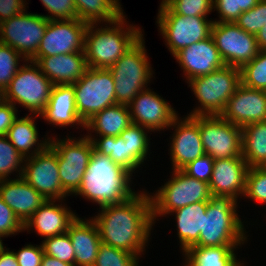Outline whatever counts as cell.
Listing matches in <instances>:
<instances>
[{
    "instance_id": "cell-28",
    "label": "cell",
    "mask_w": 266,
    "mask_h": 266,
    "mask_svg": "<svg viewBox=\"0 0 266 266\" xmlns=\"http://www.w3.org/2000/svg\"><path fill=\"white\" fill-rule=\"evenodd\" d=\"M206 209L207 202H196L167 214L175 215L177 237L182 253L199 241L200 232L203 231Z\"/></svg>"
},
{
    "instance_id": "cell-27",
    "label": "cell",
    "mask_w": 266,
    "mask_h": 266,
    "mask_svg": "<svg viewBox=\"0 0 266 266\" xmlns=\"http://www.w3.org/2000/svg\"><path fill=\"white\" fill-rule=\"evenodd\" d=\"M38 116L40 115L26 114L24 117H19L8 129L6 137L24 158L34 156L49 145L51 136L39 140L40 133L35 123Z\"/></svg>"
},
{
    "instance_id": "cell-46",
    "label": "cell",
    "mask_w": 266,
    "mask_h": 266,
    "mask_svg": "<svg viewBox=\"0 0 266 266\" xmlns=\"http://www.w3.org/2000/svg\"><path fill=\"white\" fill-rule=\"evenodd\" d=\"M23 232V224L0 195V234L5 238Z\"/></svg>"
},
{
    "instance_id": "cell-1",
    "label": "cell",
    "mask_w": 266,
    "mask_h": 266,
    "mask_svg": "<svg viewBox=\"0 0 266 266\" xmlns=\"http://www.w3.org/2000/svg\"><path fill=\"white\" fill-rule=\"evenodd\" d=\"M93 217L101 242L139 258L148 247L153 230L151 199L147 189L121 203L99 208Z\"/></svg>"
},
{
    "instance_id": "cell-33",
    "label": "cell",
    "mask_w": 266,
    "mask_h": 266,
    "mask_svg": "<svg viewBox=\"0 0 266 266\" xmlns=\"http://www.w3.org/2000/svg\"><path fill=\"white\" fill-rule=\"evenodd\" d=\"M93 143L94 149L101 154L107 155L113 162L122 166L130 173L141 167L131 156L129 146L120 136H99L92 133L86 135Z\"/></svg>"
},
{
    "instance_id": "cell-19",
    "label": "cell",
    "mask_w": 266,
    "mask_h": 266,
    "mask_svg": "<svg viewBox=\"0 0 266 266\" xmlns=\"http://www.w3.org/2000/svg\"><path fill=\"white\" fill-rule=\"evenodd\" d=\"M226 121L244 127L266 120V91L240 84L220 114Z\"/></svg>"
},
{
    "instance_id": "cell-5",
    "label": "cell",
    "mask_w": 266,
    "mask_h": 266,
    "mask_svg": "<svg viewBox=\"0 0 266 266\" xmlns=\"http://www.w3.org/2000/svg\"><path fill=\"white\" fill-rule=\"evenodd\" d=\"M187 83L200 103L187 116L220 115L241 84V72L238 67L224 65Z\"/></svg>"
},
{
    "instance_id": "cell-9",
    "label": "cell",
    "mask_w": 266,
    "mask_h": 266,
    "mask_svg": "<svg viewBox=\"0 0 266 266\" xmlns=\"http://www.w3.org/2000/svg\"><path fill=\"white\" fill-rule=\"evenodd\" d=\"M55 137L57 135L50 137L49 145L57 153L62 188L68 196H71L81 185L94 146L86 134L77 138L69 135L64 139Z\"/></svg>"
},
{
    "instance_id": "cell-2",
    "label": "cell",
    "mask_w": 266,
    "mask_h": 266,
    "mask_svg": "<svg viewBox=\"0 0 266 266\" xmlns=\"http://www.w3.org/2000/svg\"><path fill=\"white\" fill-rule=\"evenodd\" d=\"M132 173L113 162L107 155L95 149L82 178L78 191L74 194L100 207L121 203L134 196ZM131 184V185H130Z\"/></svg>"
},
{
    "instance_id": "cell-41",
    "label": "cell",
    "mask_w": 266,
    "mask_h": 266,
    "mask_svg": "<svg viewBox=\"0 0 266 266\" xmlns=\"http://www.w3.org/2000/svg\"><path fill=\"white\" fill-rule=\"evenodd\" d=\"M213 11H217L218 20L214 22H235L238 17L251 8L260 0H213Z\"/></svg>"
},
{
    "instance_id": "cell-29",
    "label": "cell",
    "mask_w": 266,
    "mask_h": 266,
    "mask_svg": "<svg viewBox=\"0 0 266 266\" xmlns=\"http://www.w3.org/2000/svg\"><path fill=\"white\" fill-rule=\"evenodd\" d=\"M132 123L128 105L116 104L95 113L85 122L86 131L98 136H120ZM95 131V132H94Z\"/></svg>"
},
{
    "instance_id": "cell-13",
    "label": "cell",
    "mask_w": 266,
    "mask_h": 266,
    "mask_svg": "<svg viewBox=\"0 0 266 266\" xmlns=\"http://www.w3.org/2000/svg\"><path fill=\"white\" fill-rule=\"evenodd\" d=\"M199 131L205 154L214 160L242 156V128L221 115H199Z\"/></svg>"
},
{
    "instance_id": "cell-51",
    "label": "cell",
    "mask_w": 266,
    "mask_h": 266,
    "mask_svg": "<svg viewBox=\"0 0 266 266\" xmlns=\"http://www.w3.org/2000/svg\"><path fill=\"white\" fill-rule=\"evenodd\" d=\"M40 266H74V265L62 262L55 257H51L49 255L44 254L42 263Z\"/></svg>"
},
{
    "instance_id": "cell-24",
    "label": "cell",
    "mask_w": 266,
    "mask_h": 266,
    "mask_svg": "<svg viewBox=\"0 0 266 266\" xmlns=\"http://www.w3.org/2000/svg\"><path fill=\"white\" fill-rule=\"evenodd\" d=\"M0 195L23 225L47 200L22 177L0 180Z\"/></svg>"
},
{
    "instance_id": "cell-52",
    "label": "cell",
    "mask_w": 266,
    "mask_h": 266,
    "mask_svg": "<svg viewBox=\"0 0 266 266\" xmlns=\"http://www.w3.org/2000/svg\"><path fill=\"white\" fill-rule=\"evenodd\" d=\"M259 50H266V25L256 34Z\"/></svg>"
},
{
    "instance_id": "cell-36",
    "label": "cell",
    "mask_w": 266,
    "mask_h": 266,
    "mask_svg": "<svg viewBox=\"0 0 266 266\" xmlns=\"http://www.w3.org/2000/svg\"><path fill=\"white\" fill-rule=\"evenodd\" d=\"M24 161L25 158L15 149L8 138L0 136V180L10 179L12 173L13 175L17 174L16 178L21 177Z\"/></svg>"
},
{
    "instance_id": "cell-16",
    "label": "cell",
    "mask_w": 266,
    "mask_h": 266,
    "mask_svg": "<svg viewBox=\"0 0 266 266\" xmlns=\"http://www.w3.org/2000/svg\"><path fill=\"white\" fill-rule=\"evenodd\" d=\"M87 26L88 23L80 19L49 20L34 57L84 52Z\"/></svg>"
},
{
    "instance_id": "cell-50",
    "label": "cell",
    "mask_w": 266,
    "mask_h": 266,
    "mask_svg": "<svg viewBox=\"0 0 266 266\" xmlns=\"http://www.w3.org/2000/svg\"><path fill=\"white\" fill-rule=\"evenodd\" d=\"M4 248L0 252V266H19L14 250Z\"/></svg>"
},
{
    "instance_id": "cell-38",
    "label": "cell",
    "mask_w": 266,
    "mask_h": 266,
    "mask_svg": "<svg viewBox=\"0 0 266 266\" xmlns=\"http://www.w3.org/2000/svg\"><path fill=\"white\" fill-rule=\"evenodd\" d=\"M23 60L25 58L19 52L0 42V90L5 91Z\"/></svg>"
},
{
    "instance_id": "cell-3",
    "label": "cell",
    "mask_w": 266,
    "mask_h": 266,
    "mask_svg": "<svg viewBox=\"0 0 266 266\" xmlns=\"http://www.w3.org/2000/svg\"><path fill=\"white\" fill-rule=\"evenodd\" d=\"M125 17L126 15H122L116 21L101 23L102 25L100 23L88 24L84 43L88 68H111L144 36L142 29L139 26L136 27L135 24H129Z\"/></svg>"
},
{
    "instance_id": "cell-55",
    "label": "cell",
    "mask_w": 266,
    "mask_h": 266,
    "mask_svg": "<svg viewBox=\"0 0 266 266\" xmlns=\"http://www.w3.org/2000/svg\"><path fill=\"white\" fill-rule=\"evenodd\" d=\"M2 100H4V98H3V91L0 90V102H1Z\"/></svg>"
},
{
    "instance_id": "cell-21",
    "label": "cell",
    "mask_w": 266,
    "mask_h": 266,
    "mask_svg": "<svg viewBox=\"0 0 266 266\" xmlns=\"http://www.w3.org/2000/svg\"><path fill=\"white\" fill-rule=\"evenodd\" d=\"M248 168L242 156L214 160L212 176L208 183L211 195L231 196L238 201L245 192Z\"/></svg>"
},
{
    "instance_id": "cell-23",
    "label": "cell",
    "mask_w": 266,
    "mask_h": 266,
    "mask_svg": "<svg viewBox=\"0 0 266 266\" xmlns=\"http://www.w3.org/2000/svg\"><path fill=\"white\" fill-rule=\"evenodd\" d=\"M31 61L38 64L41 72L53 85H72L81 79L88 69L85 52L33 57Z\"/></svg>"
},
{
    "instance_id": "cell-6",
    "label": "cell",
    "mask_w": 266,
    "mask_h": 266,
    "mask_svg": "<svg viewBox=\"0 0 266 266\" xmlns=\"http://www.w3.org/2000/svg\"><path fill=\"white\" fill-rule=\"evenodd\" d=\"M144 39L142 36L109 68L115 83L116 104L129 105L154 77Z\"/></svg>"
},
{
    "instance_id": "cell-18",
    "label": "cell",
    "mask_w": 266,
    "mask_h": 266,
    "mask_svg": "<svg viewBox=\"0 0 266 266\" xmlns=\"http://www.w3.org/2000/svg\"><path fill=\"white\" fill-rule=\"evenodd\" d=\"M149 87L142 90L128 105L133 124L143 126L155 133L169 129L179 115L172 105Z\"/></svg>"
},
{
    "instance_id": "cell-39",
    "label": "cell",
    "mask_w": 266,
    "mask_h": 266,
    "mask_svg": "<svg viewBox=\"0 0 266 266\" xmlns=\"http://www.w3.org/2000/svg\"><path fill=\"white\" fill-rule=\"evenodd\" d=\"M44 254L74 265V249L67 232L41 241Z\"/></svg>"
},
{
    "instance_id": "cell-11",
    "label": "cell",
    "mask_w": 266,
    "mask_h": 266,
    "mask_svg": "<svg viewBox=\"0 0 266 266\" xmlns=\"http://www.w3.org/2000/svg\"><path fill=\"white\" fill-rule=\"evenodd\" d=\"M79 117L88 121L95 113L116 105L115 83L109 69L88 68L73 84Z\"/></svg>"
},
{
    "instance_id": "cell-10",
    "label": "cell",
    "mask_w": 266,
    "mask_h": 266,
    "mask_svg": "<svg viewBox=\"0 0 266 266\" xmlns=\"http://www.w3.org/2000/svg\"><path fill=\"white\" fill-rule=\"evenodd\" d=\"M203 16H184L173 13L166 5L158 9V31L172 56L191 44L211 36L213 19Z\"/></svg>"
},
{
    "instance_id": "cell-22",
    "label": "cell",
    "mask_w": 266,
    "mask_h": 266,
    "mask_svg": "<svg viewBox=\"0 0 266 266\" xmlns=\"http://www.w3.org/2000/svg\"><path fill=\"white\" fill-rule=\"evenodd\" d=\"M63 201L65 200H46L25 222L23 231L30 233L33 229L44 239L67 232L77 214Z\"/></svg>"
},
{
    "instance_id": "cell-34",
    "label": "cell",
    "mask_w": 266,
    "mask_h": 266,
    "mask_svg": "<svg viewBox=\"0 0 266 266\" xmlns=\"http://www.w3.org/2000/svg\"><path fill=\"white\" fill-rule=\"evenodd\" d=\"M151 132L147 128L131 123L121 134L120 137L129 146V156H131L140 166L144 165L150 151L149 143L151 138L148 134ZM150 138V139H149Z\"/></svg>"
},
{
    "instance_id": "cell-14",
    "label": "cell",
    "mask_w": 266,
    "mask_h": 266,
    "mask_svg": "<svg viewBox=\"0 0 266 266\" xmlns=\"http://www.w3.org/2000/svg\"><path fill=\"white\" fill-rule=\"evenodd\" d=\"M211 36L225 65L241 68L259 53L256 35L235 22H214Z\"/></svg>"
},
{
    "instance_id": "cell-54",
    "label": "cell",
    "mask_w": 266,
    "mask_h": 266,
    "mask_svg": "<svg viewBox=\"0 0 266 266\" xmlns=\"http://www.w3.org/2000/svg\"><path fill=\"white\" fill-rule=\"evenodd\" d=\"M170 0H162L159 6L166 5Z\"/></svg>"
},
{
    "instance_id": "cell-44",
    "label": "cell",
    "mask_w": 266,
    "mask_h": 266,
    "mask_svg": "<svg viewBox=\"0 0 266 266\" xmlns=\"http://www.w3.org/2000/svg\"><path fill=\"white\" fill-rule=\"evenodd\" d=\"M48 14V20L78 19L74 0H40Z\"/></svg>"
},
{
    "instance_id": "cell-47",
    "label": "cell",
    "mask_w": 266,
    "mask_h": 266,
    "mask_svg": "<svg viewBox=\"0 0 266 266\" xmlns=\"http://www.w3.org/2000/svg\"><path fill=\"white\" fill-rule=\"evenodd\" d=\"M19 266H40L44 256L43 246L26 244L17 252H14Z\"/></svg>"
},
{
    "instance_id": "cell-30",
    "label": "cell",
    "mask_w": 266,
    "mask_h": 266,
    "mask_svg": "<svg viewBox=\"0 0 266 266\" xmlns=\"http://www.w3.org/2000/svg\"><path fill=\"white\" fill-rule=\"evenodd\" d=\"M237 249L240 248L191 246L182 254L185 259L182 266H244V261L237 258Z\"/></svg>"
},
{
    "instance_id": "cell-31",
    "label": "cell",
    "mask_w": 266,
    "mask_h": 266,
    "mask_svg": "<svg viewBox=\"0 0 266 266\" xmlns=\"http://www.w3.org/2000/svg\"><path fill=\"white\" fill-rule=\"evenodd\" d=\"M242 157L248 167H266V120L242 127Z\"/></svg>"
},
{
    "instance_id": "cell-45",
    "label": "cell",
    "mask_w": 266,
    "mask_h": 266,
    "mask_svg": "<svg viewBox=\"0 0 266 266\" xmlns=\"http://www.w3.org/2000/svg\"><path fill=\"white\" fill-rule=\"evenodd\" d=\"M213 166L214 159L210 155L204 154L196 160L188 163L181 170L192 178L209 183L213 172Z\"/></svg>"
},
{
    "instance_id": "cell-49",
    "label": "cell",
    "mask_w": 266,
    "mask_h": 266,
    "mask_svg": "<svg viewBox=\"0 0 266 266\" xmlns=\"http://www.w3.org/2000/svg\"><path fill=\"white\" fill-rule=\"evenodd\" d=\"M27 4L26 0H0V23L22 13Z\"/></svg>"
},
{
    "instance_id": "cell-4",
    "label": "cell",
    "mask_w": 266,
    "mask_h": 266,
    "mask_svg": "<svg viewBox=\"0 0 266 266\" xmlns=\"http://www.w3.org/2000/svg\"><path fill=\"white\" fill-rule=\"evenodd\" d=\"M238 201L231 196L211 195L207 201L203 231L194 246H239L248 241L244 222L238 215Z\"/></svg>"
},
{
    "instance_id": "cell-26",
    "label": "cell",
    "mask_w": 266,
    "mask_h": 266,
    "mask_svg": "<svg viewBox=\"0 0 266 266\" xmlns=\"http://www.w3.org/2000/svg\"><path fill=\"white\" fill-rule=\"evenodd\" d=\"M90 219L77 217L69 224L67 233L74 249V266H94L101 244L98 228Z\"/></svg>"
},
{
    "instance_id": "cell-15",
    "label": "cell",
    "mask_w": 266,
    "mask_h": 266,
    "mask_svg": "<svg viewBox=\"0 0 266 266\" xmlns=\"http://www.w3.org/2000/svg\"><path fill=\"white\" fill-rule=\"evenodd\" d=\"M21 177L47 200H66L68 196L60 181L57 153L50 145L25 158Z\"/></svg>"
},
{
    "instance_id": "cell-48",
    "label": "cell",
    "mask_w": 266,
    "mask_h": 266,
    "mask_svg": "<svg viewBox=\"0 0 266 266\" xmlns=\"http://www.w3.org/2000/svg\"><path fill=\"white\" fill-rule=\"evenodd\" d=\"M17 109V107L8 101L2 100L0 102V136H6L8 129L18 118Z\"/></svg>"
},
{
    "instance_id": "cell-37",
    "label": "cell",
    "mask_w": 266,
    "mask_h": 266,
    "mask_svg": "<svg viewBox=\"0 0 266 266\" xmlns=\"http://www.w3.org/2000/svg\"><path fill=\"white\" fill-rule=\"evenodd\" d=\"M139 257L101 242L94 266H139Z\"/></svg>"
},
{
    "instance_id": "cell-42",
    "label": "cell",
    "mask_w": 266,
    "mask_h": 266,
    "mask_svg": "<svg viewBox=\"0 0 266 266\" xmlns=\"http://www.w3.org/2000/svg\"><path fill=\"white\" fill-rule=\"evenodd\" d=\"M213 0H170L166 6L175 14L208 17L213 12Z\"/></svg>"
},
{
    "instance_id": "cell-20",
    "label": "cell",
    "mask_w": 266,
    "mask_h": 266,
    "mask_svg": "<svg viewBox=\"0 0 266 266\" xmlns=\"http://www.w3.org/2000/svg\"><path fill=\"white\" fill-rule=\"evenodd\" d=\"M173 57L183 70L187 82L192 78L210 74L225 65L212 36L184 47Z\"/></svg>"
},
{
    "instance_id": "cell-32",
    "label": "cell",
    "mask_w": 266,
    "mask_h": 266,
    "mask_svg": "<svg viewBox=\"0 0 266 266\" xmlns=\"http://www.w3.org/2000/svg\"><path fill=\"white\" fill-rule=\"evenodd\" d=\"M120 0H74L78 19L88 24L116 21L124 10Z\"/></svg>"
},
{
    "instance_id": "cell-53",
    "label": "cell",
    "mask_w": 266,
    "mask_h": 266,
    "mask_svg": "<svg viewBox=\"0 0 266 266\" xmlns=\"http://www.w3.org/2000/svg\"><path fill=\"white\" fill-rule=\"evenodd\" d=\"M2 238H4V236H2L1 234H0V252L5 248V246H4V244H3V239Z\"/></svg>"
},
{
    "instance_id": "cell-7",
    "label": "cell",
    "mask_w": 266,
    "mask_h": 266,
    "mask_svg": "<svg viewBox=\"0 0 266 266\" xmlns=\"http://www.w3.org/2000/svg\"><path fill=\"white\" fill-rule=\"evenodd\" d=\"M171 178L154 193H149L151 199L152 222L155 226L157 217L184 206L207 202L211 196L209 184L185 174L182 170H173Z\"/></svg>"
},
{
    "instance_id": "cell-35",
    "label": "cell",
    "mask_w": 266,
    "mask_h": 266,
    "mask_svg": "<svg viewBox=\"0 0 266 266\" xmlns=\"http://www.w3.org/2000/svg\"><path fill=\"white\" fill-rule=\"evenodd\" d=\"M241 84L246 87L266 91V50H260L257 56L241 68Z\"/></svg>"
},
{
    "instance_id": "cell-25",
    "label": "cell",
    "mask_w": 266,
    "mask_h": 266,
    "mask_svg": "<svg viewBox=\"0 0 266 266\" xmlns=\"http://www.w3.org/2000/svg\"><path fill=\"white\" fill-rule=\"evenodd\" d=\"M40 117L54 127H74L84 130L85 122L79 117L72 85H54L50 98ZM56 125V126H55Z\"/></svg>"
},
{
    "instance_id": "cell-12",
    "label": "cell",
    "mask_w": 266,
    "mask_h": 266,
    "mask_svg": "<svg viewBox=\"0 0 266 266\" xmlns=\"http://www.w3.org/2000/svg\"><path fill=\"white\" fill-rule=\"evenodd\" d=\"M49 20L42 14L28 13L0 23V42L19 52L25 60H31L37 53Z\"/></svg>"
},
{
    "instance_id": "cell-40",
    "label": "cell",
    "mask_w": 266,
    "mask_h": 266,
    "mask_svg": "<svg viewBox=\"0 0 266 266\" xmlns=\"http://www.w3.org/2000/svg\"><path fill=\"white\" fill-rule=\"evenodd\" d=\"M243 198L266 205V167H250Z\"/></svg>"
},
{
    "instance_id": "cell-17",
    "label": "cell",
    "mask_w": 266,
    "mask_h": 266,
    "mask_svg": "<svg viewBox=\"0 0 266 266\" xmlns=\"http://www.w3.org/2000/svg\"><path fill=\"white\" fill-rule=\"evenodd\" d=\"M169 128L175 129L169 147L172 170H181L205 154L199 131V115H185L183 118L178 115Z\"/></svg>"
},
{
    "instance_id": "cell-8",
    "label": "cell",
    "mask_w": 266,
    "mask_h": 266,
    "mask_svg": "<svg viewBox=\"0 0 266 266\" xmlns=\"http://www.w3.org/2000/svg\"><path fill=\"white\" fill-rule=\"evenodd\" d=\"M53 86L36 62L25 60L3 92V98L15 107L19 104L31 114L40 115L48 104Z\"/></svg>"
},
{
    "instance_id": "cell-43",
    "label": "cell",
    "mask_w": 266,
    "mask_h": 266,
    "mask_svg": "<svg viewBox=\"0 0 266 266\" xmlns=\"http://www.w3.org/2000/svg\"><path fill=\"white\" fill-rule=\"evenodd\" d=\"M235 23L247 33L256 35L266 25V0L243 12Z\"/></svg>"
}]
</instances>
